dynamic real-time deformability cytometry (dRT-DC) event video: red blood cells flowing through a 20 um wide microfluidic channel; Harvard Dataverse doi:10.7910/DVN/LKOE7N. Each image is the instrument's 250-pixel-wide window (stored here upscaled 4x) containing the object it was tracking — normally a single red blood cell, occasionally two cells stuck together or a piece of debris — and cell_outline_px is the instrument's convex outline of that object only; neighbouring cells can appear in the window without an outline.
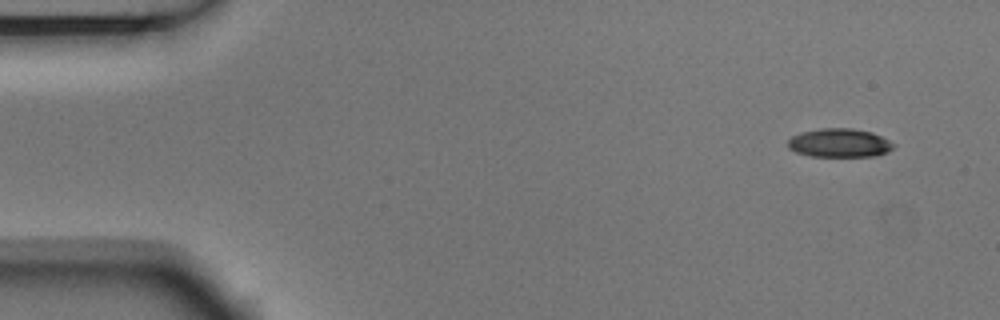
{"species": "Egyptian fruit bat (a non-hibernating species)", "species_latin": "Rousettus aegyptiacus", "temperature_condition": "room temperature", "stored_images_in_passage": 5, "camera_frame_rate_fps": 3000, "um_per_image_px": 0.085, "animal": {"sex": "male"}, "frame": {"image": 1, "passage_image": 1, "time_ms": 0.0, "image_size_px": [1000, 320], "cell_outline_px": [[896, 144], [888, 152], [876, 156], [812, 156], [796, 152], [788, 148], [788, 140], [792, 136], [800, 132], [820, 128], [852, 128], [872, 132]], "centroid_in_image_um": [71.35, 12.14], "position_along_channel_um": 13.7, "area_um2": 17.69}}
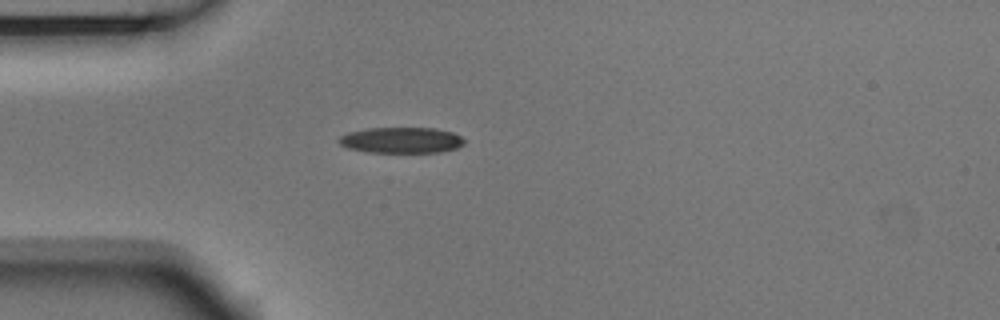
{"frame": {"image": 2, "passage_image": 4, "time_ms": 1.0, "image_size_px": [1000, 320], "cell_outline_px": [[464, 144], [456, 148], [440, 152], [368, 152], [348, 148], [340, 144], [336, 140], [340, 136], [348, 132], [368, 128], [436, 128], [452, 132], [460, 136], [464, 140]], "centroid_in_image_um": [34.09, 11.91], "position_along_channel_um": 50.9, "area_um2": 18.9}}